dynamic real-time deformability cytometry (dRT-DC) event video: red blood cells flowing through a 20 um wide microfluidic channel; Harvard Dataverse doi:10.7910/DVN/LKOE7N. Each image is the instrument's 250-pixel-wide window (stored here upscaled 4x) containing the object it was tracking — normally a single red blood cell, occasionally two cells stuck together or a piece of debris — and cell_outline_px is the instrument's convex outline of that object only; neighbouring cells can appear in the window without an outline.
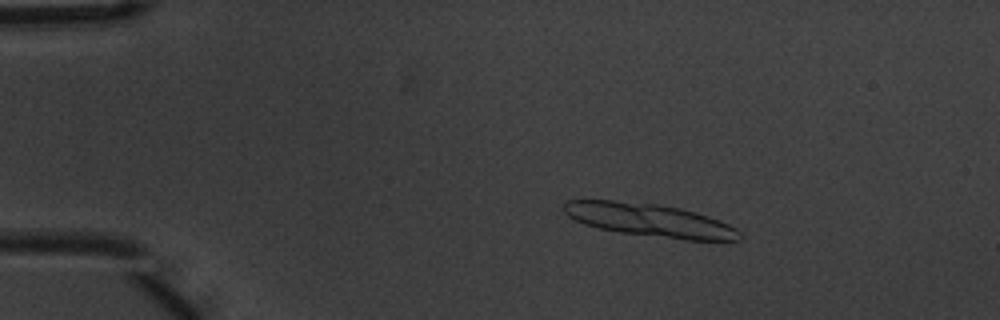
{"species": "common noctule bat (a hibernating species)", "species_latin": "Nyctalus noctula", "temperature_condition": "warm", "stored_images_in_passage": 4, "segment_of_instrument_passage": [1, 2], "camera_frame_rate_fps": 3000, "um_per_image_px": 0.085, "animal": {"sex": "male", "body_mass_g": 20.1, "forearm_length_mm": 53.5}, "frame": {"image": 1, "passage_image": 1, "time_ms": 0.0, "image_size_px": [1000, 320], "cell_outline_px": [[744, 236], [740, 240], [684, 240], [620, 232], [600, 228], [584, 224], [568, 216], [564, 212], [564, 200], [612, 200], [656, 204], [680, 208], [696, 212], [720, 220], [736, 228]], "centroid_in_image_um": [55.25, 18.71], "position_along_channel_um": 29.7, "area_um2": 33.76}}